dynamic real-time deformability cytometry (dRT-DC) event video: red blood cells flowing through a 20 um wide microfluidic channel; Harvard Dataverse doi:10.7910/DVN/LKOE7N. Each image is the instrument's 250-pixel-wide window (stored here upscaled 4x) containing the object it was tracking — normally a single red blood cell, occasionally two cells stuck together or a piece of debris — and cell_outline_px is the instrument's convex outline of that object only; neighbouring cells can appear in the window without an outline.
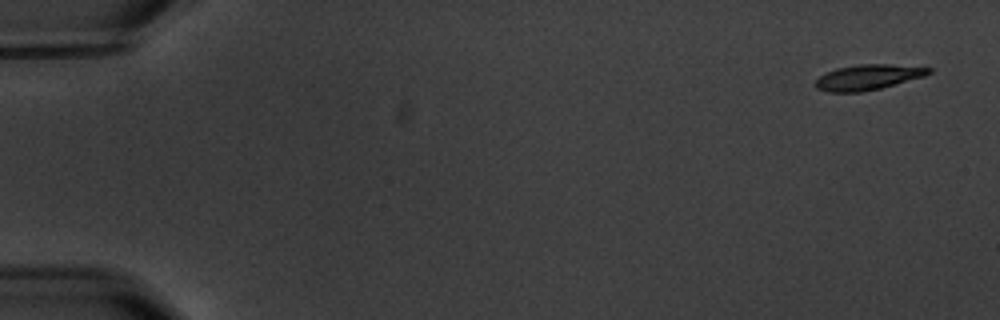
{"species": "common noctule bat (a hibernating species)", "species_latin": "Nyctalus noctula", "temperature_condition": "warm", "stored_images_in_passage": 6, "camera_frame_rate_fps": 3000, "um_per_image_px": 0.085, "animal": {"sex": "male", "body_mass_g": 20.1, "forearm_length_mm": 53.5}, "frame": {"image": 1, "passage_image": 1, "time_ms": 0.0, "image_size_px": [1000, 320], "cell_outline_px": [[932, 72], [924, 76], [880, 88], [860, 92], [828, 92], [816, 88], [812, 84], [820, 76], [836, 68], [860, 64], [892, 64], [932, 68]], "centroid_in_image_um": [73.75, 6.56], "position_along_channel_um": 11.2, "area_um2": 16.65}}
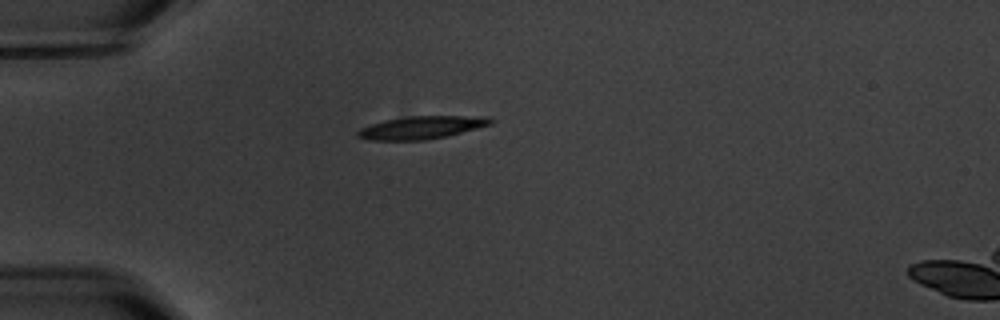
{"frame": {"image": 2, "passage_image": 5, "time_ms": 4.667, "image_size_px": [1000, 320], "cell_outline_px": [[492, 124], [448, 136], [424, 140], [372, 140], [356, 136], [356, 132], [360, 128], [384, 120], [408, 116], [484, 116], [492, 120]], "centroid_in_image_um": [35.82, 10.84], "position_along_channel_um": 49.2, "area_um2": 17.57}}